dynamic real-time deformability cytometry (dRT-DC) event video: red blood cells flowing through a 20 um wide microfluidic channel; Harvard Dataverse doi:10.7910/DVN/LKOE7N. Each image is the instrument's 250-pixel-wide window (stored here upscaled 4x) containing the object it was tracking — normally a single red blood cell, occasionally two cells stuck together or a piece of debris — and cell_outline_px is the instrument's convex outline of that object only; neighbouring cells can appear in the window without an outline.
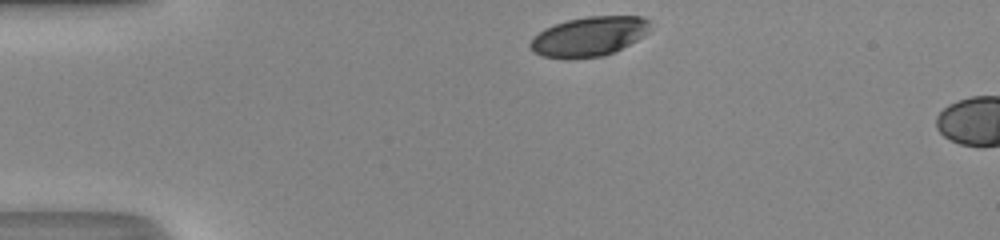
{"species": "human", "species_latin": "Homo sapiens", "temperature_condition": "room temperature", "stored_images_in_passage": 5, "camera_frame_rate_fps": 3000, "um_per_image_px": 0.085, "donor": {"sex": "male"}, "frame": {"image": 1, "passage_image": 1, "time_ms": 0.0, "image_size_px": [1000, 240], "cell_outline_px": [[652, 20], [648, 32], [644, 36], [604, 56], [568, 60], [564, 60], [540, 56], [532, 52], [528, 44], [532, 36], [544, 28], [568, 20], [588, 16], [640, 16]], "centroid_in_image_um": [50.01, 3.12], "position_along_channel_um": 35.0, "area_um2": 28.15}}